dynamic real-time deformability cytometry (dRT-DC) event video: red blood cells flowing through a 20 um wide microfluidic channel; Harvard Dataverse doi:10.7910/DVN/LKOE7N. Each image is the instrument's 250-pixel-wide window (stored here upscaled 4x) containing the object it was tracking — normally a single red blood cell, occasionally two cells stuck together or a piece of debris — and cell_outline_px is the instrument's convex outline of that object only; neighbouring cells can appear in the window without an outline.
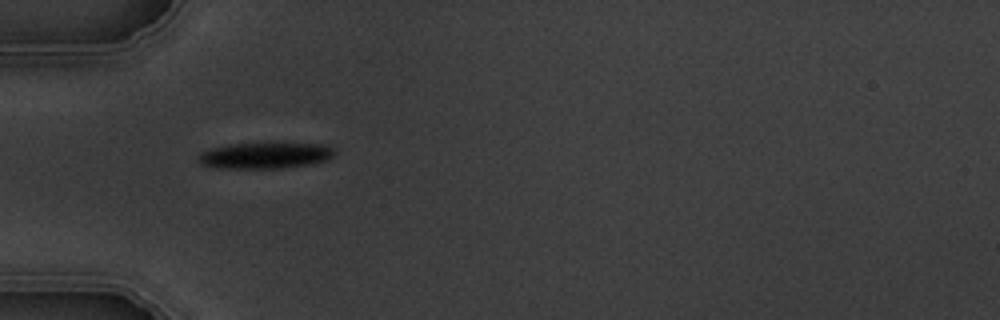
{"species": "common noctule bat (a hibernating species)", "species_latin": "Nyctalus noctula", "temperature_condition": "warm", "stored_images_in_passage": 2, "camera_frame_rate_fps": 3000, "um_per_image_px": 0.085, "animal": {"sex": "male", "body_mass_g": 19.5, "forearm_length_mm": 54.6}, "frame": {"image": 1, "passage_image": 1, "time_ms": 0.0, "image_size_px": [1000, 320], "cell_outline_px": [[336, 152], [332, 156], [324, 160], [312, 164], [280, 168], [220, 168], [200, 164], [200, 152], [212, 148], [228, 144], [272, 140], [284, 140], [324, 144], [332, 148]], "centroid_in_image_um": [22.6, 13.14], "position_along_channel_um": 62.4, "area_um2": 21.85}}